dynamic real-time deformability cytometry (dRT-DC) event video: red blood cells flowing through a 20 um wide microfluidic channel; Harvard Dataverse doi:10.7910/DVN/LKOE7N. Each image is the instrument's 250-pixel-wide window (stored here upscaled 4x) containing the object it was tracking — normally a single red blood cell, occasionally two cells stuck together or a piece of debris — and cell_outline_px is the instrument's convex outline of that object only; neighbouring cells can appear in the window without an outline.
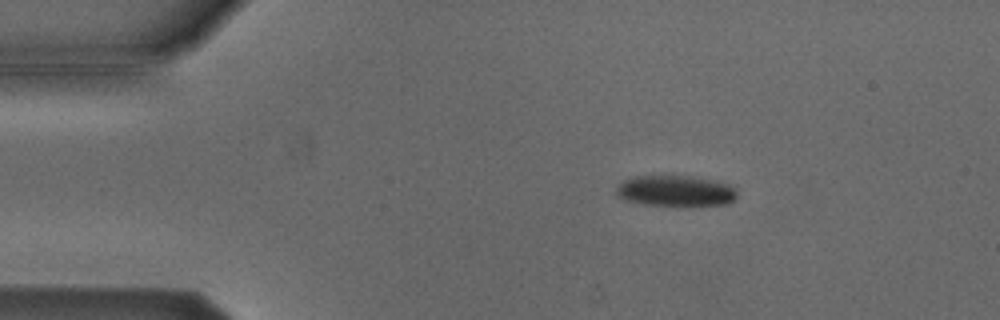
{"species": "Egyptian fruit bat (a non-hibernating species)", "species_latin": "Rousettus aegyptiacus", "temperature_condition": "cold", "stored_images_in_passage": 7, "camera_frame_rate_fps": 3000, "um_per_image_px": 0.085, "animal": {"sex": "male"}, "frame": {"image": 1, "passage_image": 3, "time_ms": 0.667, "image_size_px": [1000, 320], "cell_outline_px": [[736, 196], [728, 204], [680, 208], [644, 204], [628, 200], [616, 196], [616, 188], [624, 180], [636, 176], [688, 176], [716, 180], [728, 184], [736, 192]], "centroid_in_image_um": [57.43, 16.27], "position_along_channel_um": 27.6, "area_um2": 22.25}}
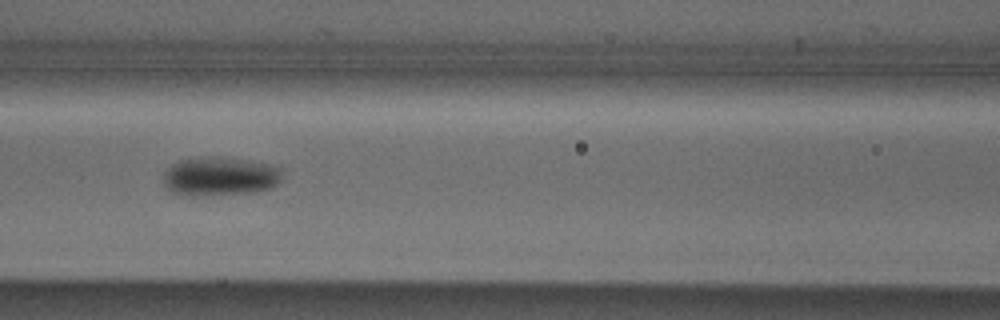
{"frame": {"image": 2, "passage_image": 7, "time_ms": 2.0, "image_size_px": [1000, 320], "cell_outline_px": [[280, 180], [272, 188], [256, 192], [196, 196], [184, 196], [172, 192], [164, 188], [164, 172], [176, 160], [200, 156], [224, 156], [248, 160], [280, 168]], "centroid_in_image_um": [18.61, 14.98], "position_along_channel_um": 148.0, "area_um2": 27.34}}